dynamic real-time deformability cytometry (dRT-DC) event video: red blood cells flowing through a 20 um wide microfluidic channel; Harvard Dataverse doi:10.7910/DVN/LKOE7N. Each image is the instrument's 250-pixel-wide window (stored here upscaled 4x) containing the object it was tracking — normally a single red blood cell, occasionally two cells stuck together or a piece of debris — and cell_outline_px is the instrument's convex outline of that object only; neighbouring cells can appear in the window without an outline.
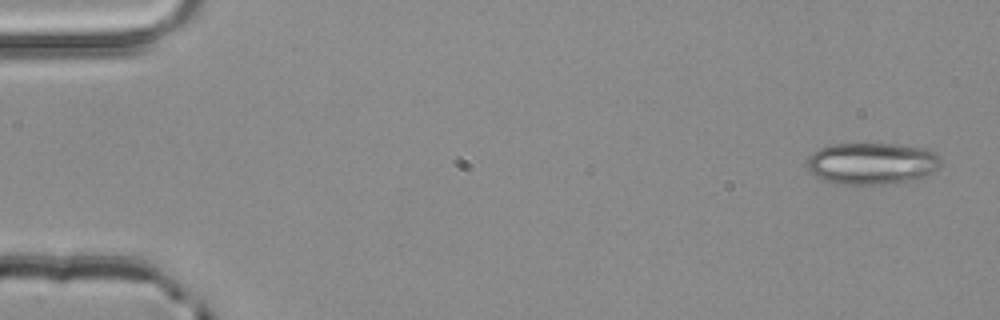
{"species": "common noctule bat (a hibernating species)", "species_latin": "Nyctalus noctula", "temperature_condition": "room temperature", "stored_images_in_passage": 4, "camera_frame_rate_fps": 3000, "um_per_image_px": 0.085, "animal": {"sex": "male", "body_mass_g": 20.4}, "frame": {"image": 1, "passage_image": 1, "time_ms": 0.0, "image_size_px": [1000, 320], "cell_outline_px": [[940, 164], [928, 176], [916, 180], [888, 184], [836, 184], [824, 180], [808, 172], [808, 160], [812, 152], [820, 148], [832, 144], [900, 144], [928, 148], [940, 156]], "centroid_in_image_um": [74.14, 13.9], "position_along_channel_um": 10.9, "area_um2": 32.95}}
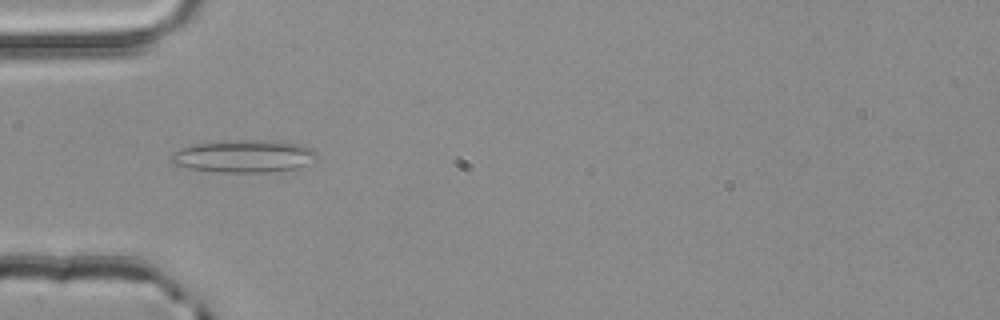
{"frame": {"image": 2, "passage_image": 4, "time_ms": 1.0, "image_size_px": [1000, 320], "cell_outline_px": [[320, 156], [316, 160], [296, 168], [268, 172], [220, 172], [188, 168], [172, 164], [168, 160], [168, 156], [172, 152], [180, 148], [192, 144], [240, 140], [252, 140], [304, 144], [312, 148]], "centroid_in_image_um": [20.7, 13.28], "position_along_channel_um": 64.3, "area_um2": 27.74}}